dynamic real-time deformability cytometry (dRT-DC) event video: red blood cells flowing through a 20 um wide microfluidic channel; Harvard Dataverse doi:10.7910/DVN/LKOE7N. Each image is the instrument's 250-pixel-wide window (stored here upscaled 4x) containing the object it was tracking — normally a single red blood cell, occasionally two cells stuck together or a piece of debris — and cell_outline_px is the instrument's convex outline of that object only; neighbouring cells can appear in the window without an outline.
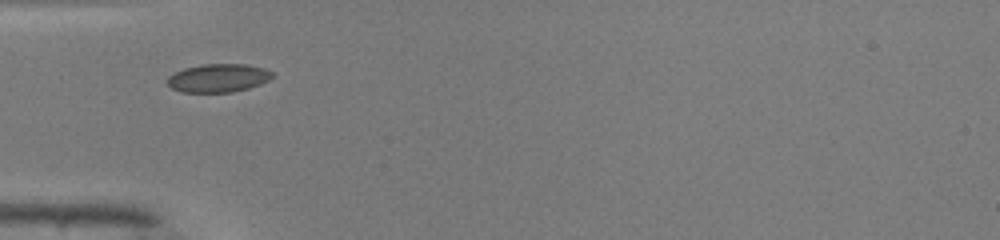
{"species": "common noctule bat (a hibernating species)", "species_latin": "Nyctalus noctula", "temperature_condition": "warm", "stored_images_in_passage": 33, "camera_frame_rate_fps": 3000, "um_per_image_px": 0.085, "animal": {"sex": "male", "body_mass_g": 19.0, "forearm_length_mm": 50.8}, "frame": {"image": 1, "passage_image": 1, "time_ms": 0.0, "image_size_px": [1000, 240], "cell_outline_px": [[272, 76], [268, 80], [260, 84], [248, 88], [232, 92], [180, 92], [172, 88], [164, 80], [168, 76], [184, 68], [204, 64], [248, 64], [264, 68], [272, 72]], "centroid_in_image_um": [18.52, 6.63], "position_along_channel_um": 66.5, "area_um2": 17.34}}
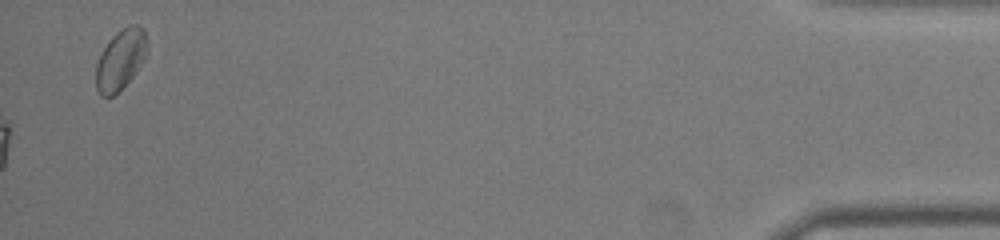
{"frame": {"image": 2, "passage_image": 33, "time_ms": 10.667, "image_size_px": [1000, 240], "cell_outline_px": [[148, 52], [144, 60], [136, 72], [112, 96], [100, 96], [96, 92], [96, 64], [108, 40], [116, 32], [128, 24], [140, 24], [144, 28], [148, 44]], "centroid_in_image_um": [10.27, 5.01], "position_along_channel_um": 424.9, "area_um2": 18.15}}